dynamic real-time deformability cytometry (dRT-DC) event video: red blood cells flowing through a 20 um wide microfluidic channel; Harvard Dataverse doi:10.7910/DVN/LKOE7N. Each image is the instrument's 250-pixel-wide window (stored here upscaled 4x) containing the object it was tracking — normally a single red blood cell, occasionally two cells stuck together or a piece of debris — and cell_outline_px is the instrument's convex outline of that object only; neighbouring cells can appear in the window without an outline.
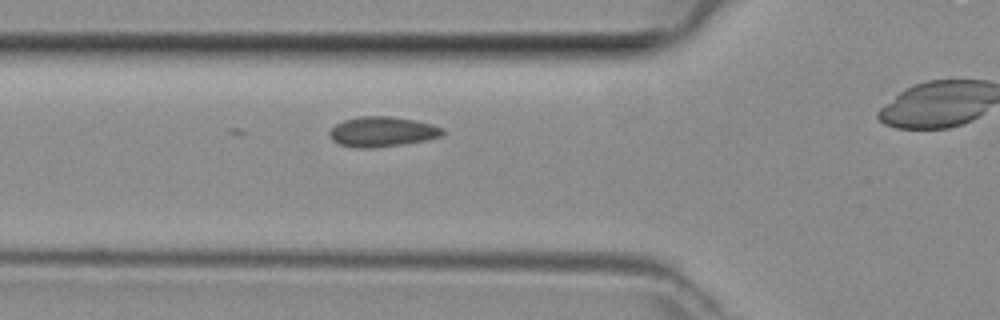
{"species": "common noctule bat (a hibernating species)", "species_latin": "Nyctalus noctula", "temperature_condition": "room temperature", "stored_images_in_passage": 29, "camera_frame_rate_fps": 3000, "um_per_image_px": 0.085, "animal": {"sex": "female", "body_mass_g": 29.2, "forearm_length_mm": 56.3}, "frame": {"image": 1, "passage_image": 8, "time_ms": 2.333, "image_size_px": [1000, 320], "cell_outline_px": [[444, 136], [424, 140], [400, 144], [372, 148], [356, 148], [340, 144], [332, 140], [328, 132], [336, 124], [344, 120], [360, 116], [392, 116], [432, 124], [444, 128]], "centroid_in_image_um": [32.49, 11.19], "position_along_channel_um": 93.3, "area_um2": 19.71}}
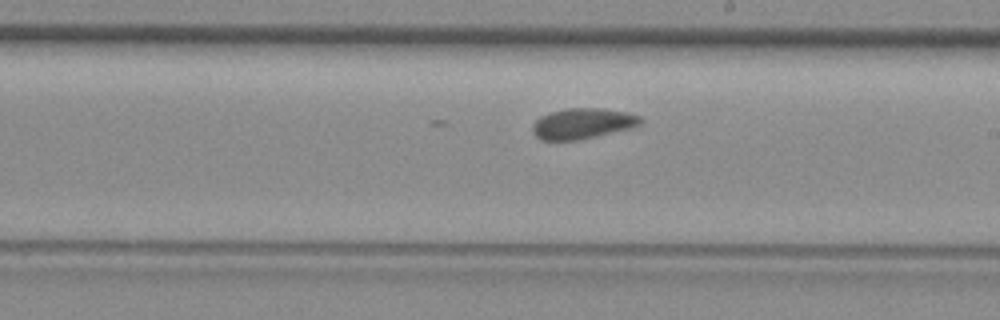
{"frame": {"image": 2, "passage_image": 18, "time_ms": 5.667, "image_size_px": [1000, 320], "cell_outline_px": [[644, 120], [640, 124], [628, 128], [580, 140], [540, 140], [532, 132], [532, 124], [540, 116], [548, 112], [568, 108], [604, 108], [624, 112], [640, 116]], "centroid_in_image_um": [49.47, 10.49], "position_along_channel_um": 239.5, "area_um2": 19.25}}
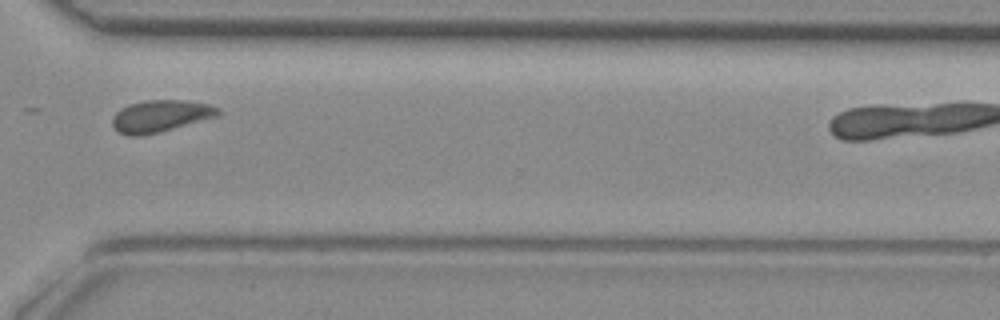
{"frame": {"image": 3, "passage_image": 26, "time_ms": 8.333, "image_size_px": [1000, 320], "cell_outline_px": [[220, 112], [216, 116], [160, 132], [140, 136], [128, 136], [116, 132], [112, 124], [112, 120], [116, 112], [120, 108], [128, 104], [144, 100], [184, 100], [208, 104], [220, 108]], "centroid_in_image_um": [13.58, 9.86], "position_along_channel_um": 357.0, "area_um2": 19.71}}